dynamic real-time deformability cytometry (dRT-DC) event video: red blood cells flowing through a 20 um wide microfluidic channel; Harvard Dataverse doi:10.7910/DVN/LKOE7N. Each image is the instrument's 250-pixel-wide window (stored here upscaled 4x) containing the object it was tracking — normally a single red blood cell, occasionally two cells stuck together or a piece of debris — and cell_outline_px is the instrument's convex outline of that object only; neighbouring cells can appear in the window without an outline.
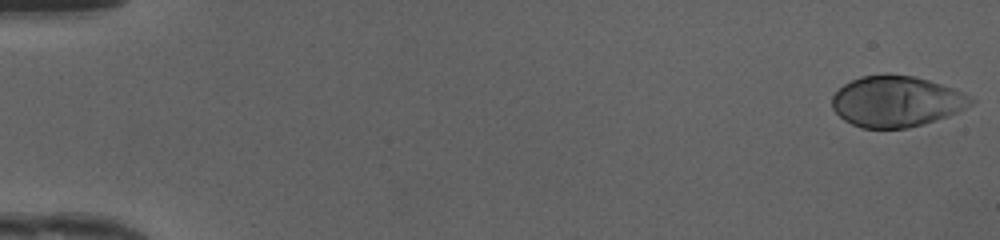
{"species": "human", "species_latin": "Homo sapiens", "temperature_condition": "cold", "stored_images_in_passage": 49, "camera_frame_rate_fps": 3000, "um_per_image_px": 0.085, "donor": {"sex": "female"}, "frame": {"image": 1, "passage_image": 1, "time_ms": 0.0, "image_size_px": [1000, 240], "cell_outline_px": [[976, 100], [972, 104], [948, 116], [924, 124], [908, 128], [864, 128], [852, 124], [844, 120], [832, 108], [832, 96], [844, 84], [860, 76], [888, 72], [912, 76], [928, 80], [952, 88], [972, 96]], "centroid_in_image_um": [76.19, 8.6], "position_along_channel_um": 8.8, "area_um2": 41.38}}
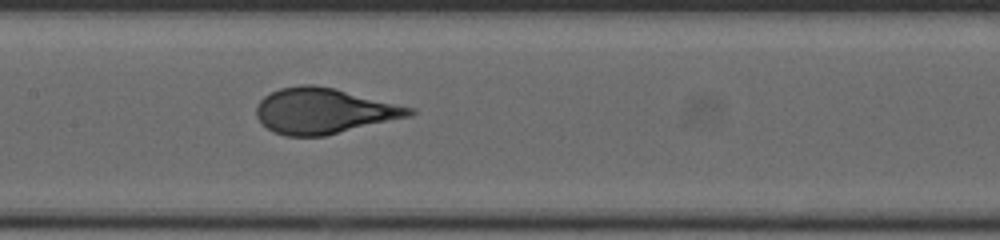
{"frame": {"image": 2, "passage_image": 25, "time_ms": 8.0, "image_size_px": [1000, 240], "cell_outline_px": [[416, 112], [412, 116], [324, 136], [284, 136], [268, 128], [256, 116], [256, 108], [260, 100], [264, 96], [280, 88], [300, 84], [312, 84], [332, 88], [416, 108]], "centroid_in_image_um": [27.55, 9.43], "position_along_channel_um": 179.9, "area_um2": 40.46}}
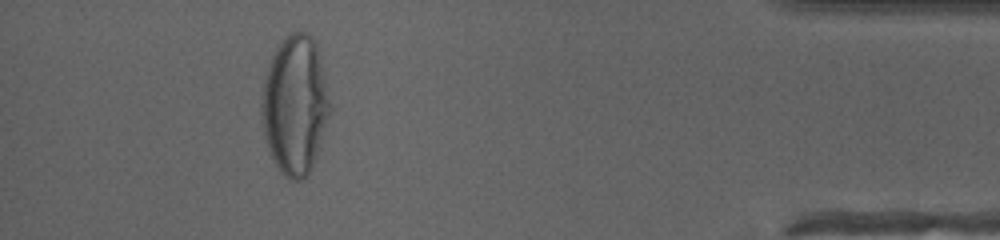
{"frame": {"image": 3, "passage_image": 45, "time_ms": 14.667, "image_size_px": [1000, 240], "cell_outline_px": [[332, 112], [308, 176], [300, 180], [292, 180], [284, 176], [280, 172], [272, 160], [264, 140], [260, 116], [260, 104], [264, 80], [272, 56], [276, 48], [292, 32], [308, 32], [312, 36], [316, 44], [320, 56], [332, 108]], "centroid_in_image_um": [25.07, 8.97], "position_along_channel_um": 410.1, "area_um2": 55.83}, "authors_computed_cell_mechanics": {"area_um2": 40.5178, "velocity_mm_per_s": 4.1829, "shape_relaxation_time_tau1_ms": 4.5757, "shape_relaxation_time_tau2_ms": null, "deformation_change_tau1": 0.2424, "deformation_change_tau2": null}}